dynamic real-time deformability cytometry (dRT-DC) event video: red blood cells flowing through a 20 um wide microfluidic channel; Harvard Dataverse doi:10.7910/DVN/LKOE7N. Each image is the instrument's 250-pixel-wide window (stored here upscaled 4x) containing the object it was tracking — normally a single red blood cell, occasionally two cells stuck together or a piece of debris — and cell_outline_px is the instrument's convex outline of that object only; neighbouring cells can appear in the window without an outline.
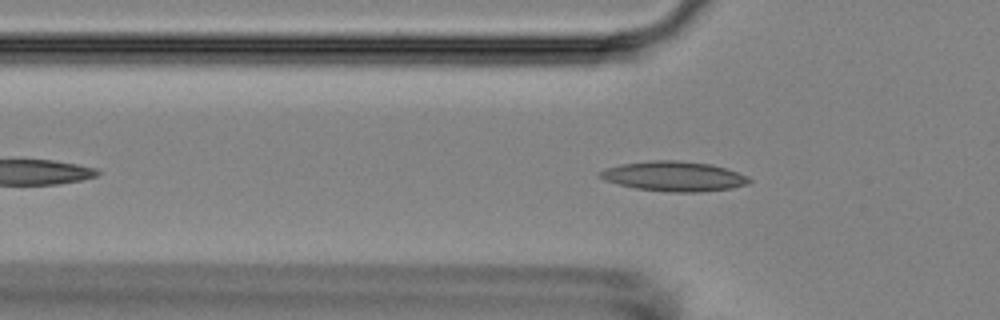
{"species": "Egyptian fruit bat (a non-hibernating species)", "species_latin": "Rousettus aegyptiacus", "temperature_condition": "room temperature", "stored_images_in_passage": 22, "segment_of_instrument_passage": [1, 2], "camera_frame_rate_fps": 3000, "um_per_image_px": 0.085, "animal": {"sex": "female"}, "frame": {"image": 1, "passage_image": 10, "time_ms": 3.0, "image_size_px": [1000, 320], "cell_outline_px": [[752, 180], [748, 184], [732, 188], [700, 192], [668, 192], [636, 188], [604, 180], [596, 176], [596, 172], [604, 168], [620, 164], [652, 160], [676, 160], [712, 164], [748, 176]], "centroid_in_image_um": [57.24, 14.98], "position_along_channel_um": 68.6, "area_um2": 26.13}}
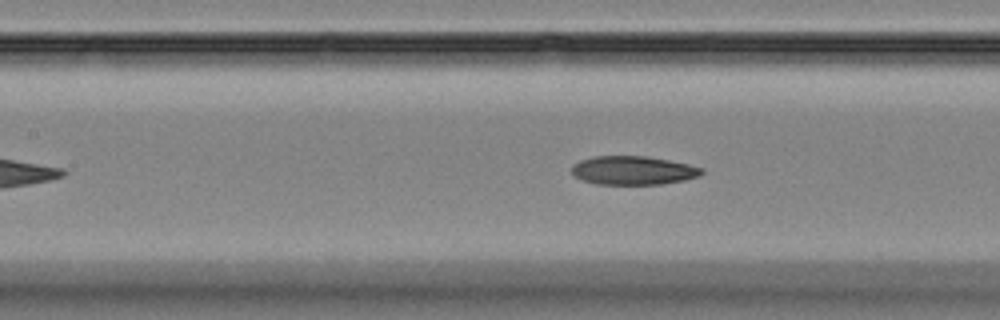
{"frame": {"image": 2, "passage_image": 17, "time_ms": 5.333, "image_size_px": [1000, 320], "cell_outline_px": [[704, 172], [700, 176], [684, 180], [660, 184], [596, 184], [572, 176], [572, 164], [580, 160], [592, 156], [644, 156], [668, 160], [688, 164], [704, 168]], "centroid_in_image_um": [53.8, 14.48], "position_along_channel_um": 153.6, "area_um2": 21.79}}
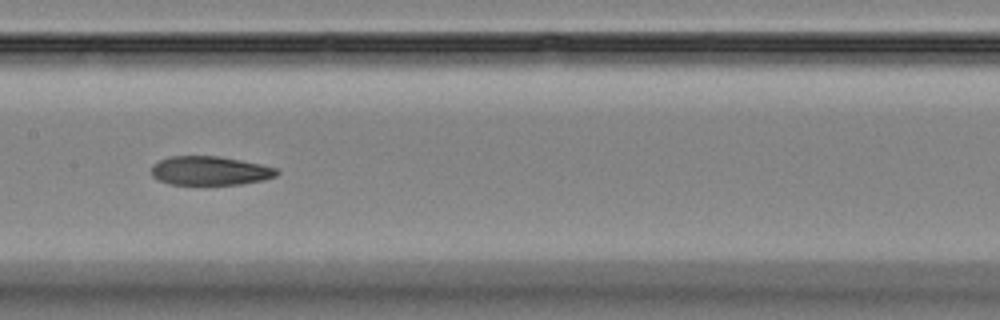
{"frame": {"image": 3, "passage_image": 20, "time_ms": 6.333, "image_size_px": [1000, 320], "cell_outline_px": [[280, 172], [276, 176], [264, 180], [240, 184], [168, 184], [152, 176], [152, 164], [160, 160], [172, 156], [216, 156], [240, 160], [260, 164], [276, 168]], "centroid_in_image_um": [17.85, 14.51], "position_along_channel_um": 189.5, "area_um2": 20.98}}